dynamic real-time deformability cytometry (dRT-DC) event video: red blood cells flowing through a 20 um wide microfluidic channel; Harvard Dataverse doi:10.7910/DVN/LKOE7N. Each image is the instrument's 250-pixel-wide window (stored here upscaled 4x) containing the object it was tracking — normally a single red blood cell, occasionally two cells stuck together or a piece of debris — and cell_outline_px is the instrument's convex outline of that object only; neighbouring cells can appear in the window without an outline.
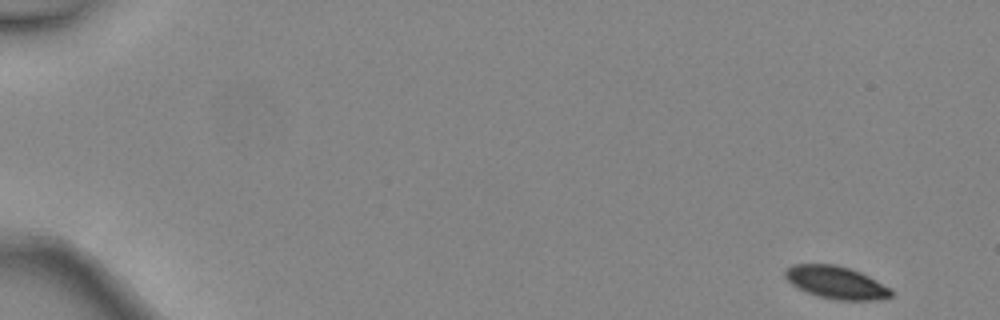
{"species": "common noctule bat (a hibernating species)", "species_latin": "Nyctalus noctula", "temperature_condition": "warm", "stored_images_in_passage": 13, "camera_frame_rate_fps": 3000, "um_per_image_px": 0.085, "animal": {"sex": "female", "body_mass_g": 24.6, "forearm_length_mm": 56.2}, "frame": {"image": 1, "passage_image": 1, "time_ms": 0.0, "image_size_px": [1000, 320], "cell_outline_px": [[892, 296], [876, 300], [836, 300], [820, 296], [808, 292], [792, 284], [784, 276], [784, 272], [792, 264], [836, 264], [860, 272], [892, 288]], "centroid_in_image_um": [71.09, 24.0], "position_along_channel_um": 13.9, "area_um2": 19.94}}